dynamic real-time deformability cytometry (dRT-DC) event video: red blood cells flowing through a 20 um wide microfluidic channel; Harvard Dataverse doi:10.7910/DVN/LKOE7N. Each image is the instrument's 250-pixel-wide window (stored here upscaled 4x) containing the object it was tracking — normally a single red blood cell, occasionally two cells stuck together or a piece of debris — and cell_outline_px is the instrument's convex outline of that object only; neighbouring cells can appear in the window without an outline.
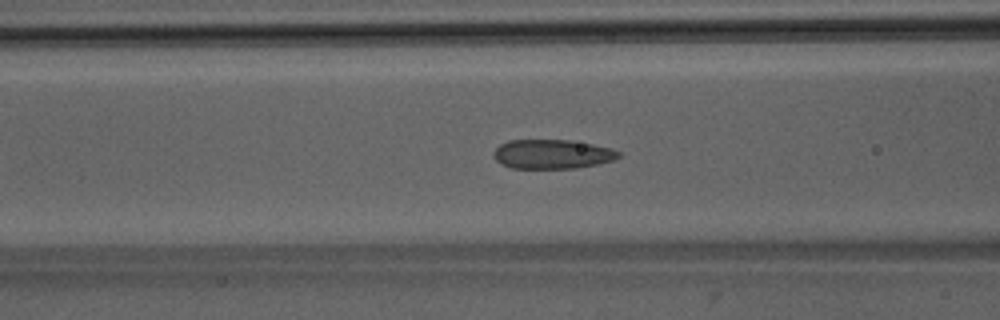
{"species": "Egyptian fruit bat (a non-hibernating species)", "species_latin": "Rousettus aegyptiacus", "temperature_condition": "room temperature", "stored_images_in_passage": 41, "camera_frame_rate_fps": 3000, "um_per_image_px": 0.085, "animal": {"sex": "male"}, "frame": {"image": 1, "passage_image": 10, "time_ms": 3.0, "image_size_px": [1000, 320], "cell_outline_px": [[620, 156], [612, 160], [596, 164], [576, 168], [512, 168], [500, 164], [492, 156], [492, 152], [500, 144], [508, 140], [568, 140], [592, 144], [612, 148], [620, 152]], "centroid_in_image_um": [46.89, 13.1], "position_along_channel_um": 119.7, "area_um2": 21.33}}
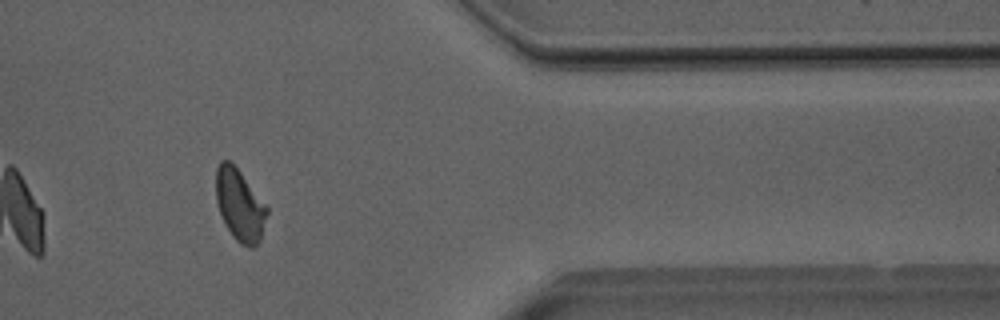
{"frame": {"image": 2, "passage_image": 32, "time_ms": 10.333, "image_size_px": [1000, 320], "cell_outline_px": [[268, 212], [260, 240], [252, 248], [240, 244], [232, 236], [220, 212], [216, 200], [216, 168], [220, 160], [228, 160], [240, 172], [268, 208]], "centroid_in_image_um": [20.37, 17.43], "position_along_channel_um": 391.0, "area_um2": 20.92}}
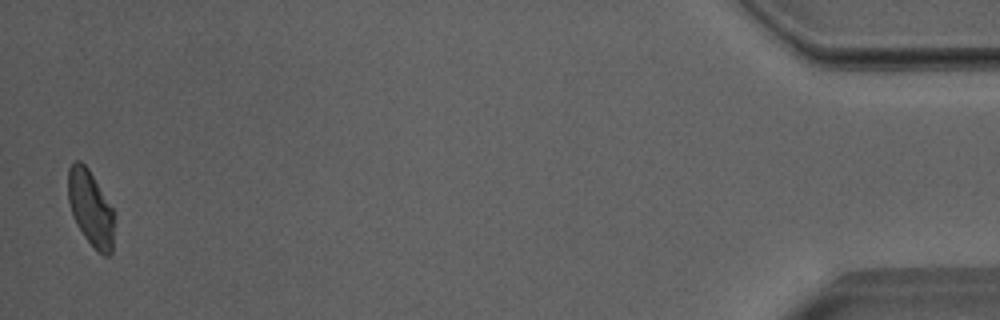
{"frame": {"image": 3, "passage_image": 40, "time_ms": 13.0, "image_size_px": [1000, 320], "cell_outline_px": [[112, 252], [108, 256], [104, 256], [84, 236], [76, 224], [72, 216], [68, 200], [68, 168], [76, 160], [80, 160], [88, 168], [112, 208]], "centroid_in_image_um": [7.65, 17.66], "position_along_channel_um": 427.5, "area_um2": 19.77}, "authors_computed_cell_mechanics": {"area_um2": 21.386, "velocity_mm_per_s": 3.9874, "shape_relaxation_time_tau1_ms": 6.4395, "shape_relaxation_time_tau2_ms": 1.4192, "deformation_change_tau1": 0.1307, "deformation_change_tau2": 0.0725}}